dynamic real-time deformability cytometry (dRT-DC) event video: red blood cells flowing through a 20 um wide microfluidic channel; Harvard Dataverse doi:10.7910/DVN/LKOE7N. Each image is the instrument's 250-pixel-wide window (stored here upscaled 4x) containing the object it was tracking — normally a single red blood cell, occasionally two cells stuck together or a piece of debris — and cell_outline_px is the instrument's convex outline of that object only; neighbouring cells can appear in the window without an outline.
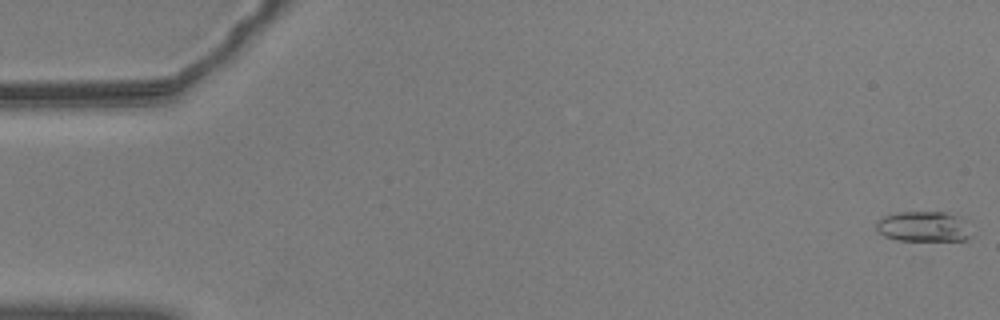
{"species": "common noctule bat (a hibernating species)", "species_latin": "Nyctalus noctula", "temperature_condition": "warm", "stored_images_in_passage": 58, "camera_frame_rate_fps": 3000, "um_per_image_px": 0.085, "animal": {"sex": "male", "body_mass_g": 20.5, "forearm_length_mm": 52.5}, "frame": {"image": 1, "passage_image": 1, "time_ms": 0.0, "image_size_px": [1000, 320], "cell_outline_px": [[972, 236], [968, 240], [896, 240], [884, 236], [876, 228], [876, 220], [884, 216], [900, 212], [944, 212], [964, 216], [968, 220]], "centroid_in_image_um": [78.59, 19.25], "position_along_channel_um": 6.4, "area_um2": 17.22}}
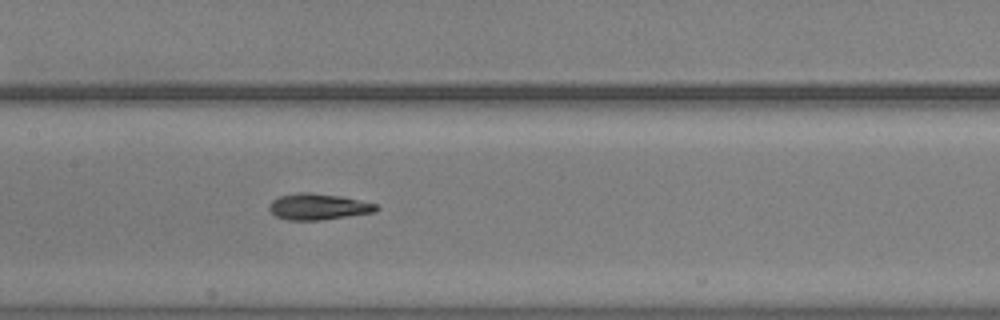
{"frame": {"image": 2, "passage_image": 28, "time_ms": 9.0, "image_size_px": [1000, 320], "cell_outline_px": [[380, 208], [376, 212], [320, 220], [288, 220], [276, 216], [268, 208], [272, 200], [280, 196], [300, 192], [312, 192], [340, 196], [376, 204]], "centroid_in_image_um": [27.05, 17.57], "position_along_channel_um": 180.3, "area_um2": 16.24}}
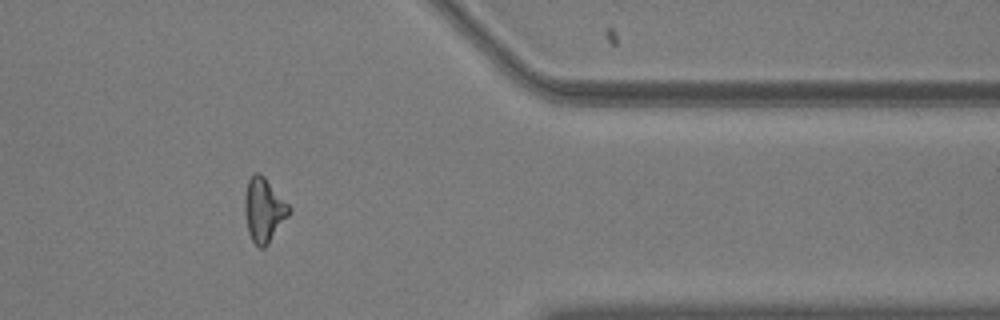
{"frame": {"image": 3, "passage_image": 47, "time_ms": 15.333, "image_size_px": [1000, 320], "cell_outline_px": [[292, 212], [268, 244], [264, 248], [260, 248], [252, 240], [248, 232], [244, 212], [244, 196], [248, 180], [252, 172], [260, 172], [264, 176], [292, 208]], "centroid_in_image_um": [22.43, 17.83], "position_along_channel_um": 389.0, "area_um2": 16.82}}